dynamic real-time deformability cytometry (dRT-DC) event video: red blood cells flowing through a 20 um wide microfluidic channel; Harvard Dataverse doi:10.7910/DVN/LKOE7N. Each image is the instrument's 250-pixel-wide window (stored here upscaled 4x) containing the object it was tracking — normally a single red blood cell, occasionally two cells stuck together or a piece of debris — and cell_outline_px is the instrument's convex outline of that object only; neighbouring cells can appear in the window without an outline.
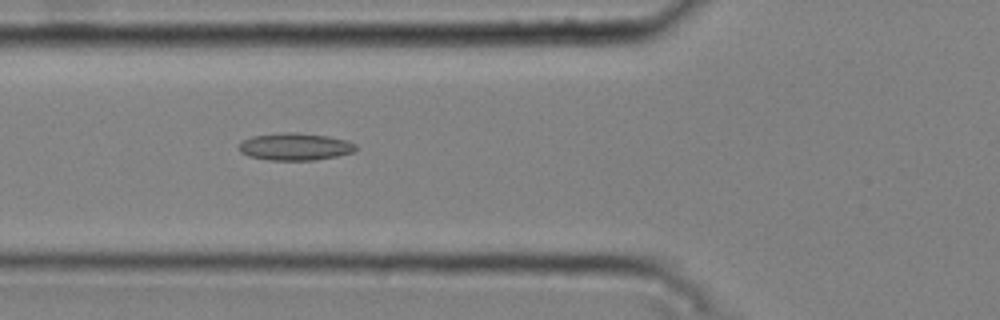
{"species": "common noctule bat (a hibernating species)", "species_latin": "Nyctalus noctula", "temperature_condition": "cold", "stored_images_in_passage": 46, "camera_frame_rate_fps": 3000, "um_per_image_px": 0.085, "animal": {"sex": "male", "body_mass_g": 20.4}, "frame": {"image": 1, "passage_image": 17, "time_ms": 5.333, "image_size_px": [1000, 320], "cell_outline_px": [[356, 148], [352, 152], [336, 156], [316, 160], [268, 160], [248, 156], [240, 152], [240, 144], [244, 140], [252, 136], [284, 132], [296, 132], [328, 136], [348, 140], [356, 144]], "centroid_in_image_um": [25.09, 12.46], "position_along_channel_um": 100.7, "area_um2": 18.55}}
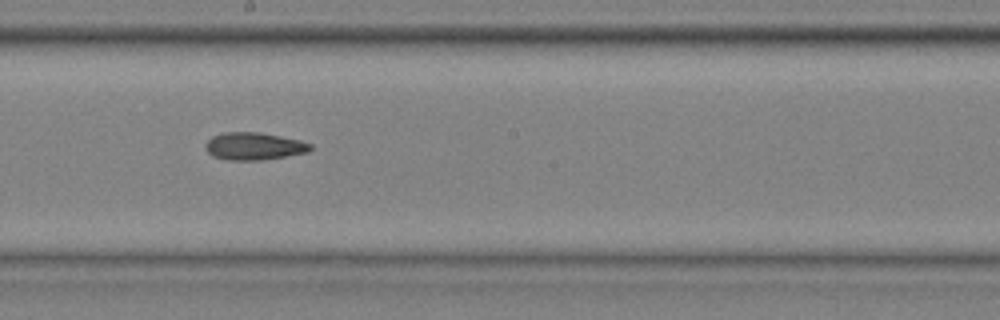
{"frame": {"image": 2, "passage_image": 27, "time_ms": 8.667, "image_size_px": [1000, 320], "cell_outline_px": [[312, 148], [308, 152], [264, 160], [224, 160], [212, 156], [204, 148], [204, 144], [212, 136], [224, 132], [260, 132], [300, 140], [312, 144]], "centroid_in_image_um": [21.56, 12.43], "position_along_channel_um": 226.6, "area_um2": 16.99}}
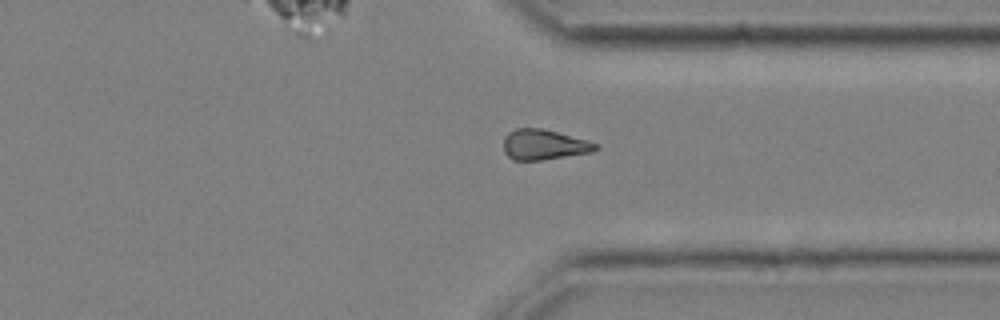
{"frame": {"image": 3, "passage_image": 38, "time_ms": 12.333, "image_size_px": [1000, 320], "cell_outline_px": [[600, 148], [592, 152], [540, 160], [512, 160], [504, 152], [504, 136], [508, 132], [516, 128], [540, 128], [588, 140], [600, 144]], "centroid_in_image_um": [46.25, 12.29], "position_along_channel_um": 365.2, "area_um2": 16.3}, "authors_computed_cell_mechanics": {"area_um2": 17.1088, "velocity_mm_per_s": 3.7676, "shape_relaxation_time_tau1_ms": null, "shape_relaxation_time_tau2_ms": 6.9288, "deformation_change_tau1": null, "deformation_change_tau2": 0.1512}}